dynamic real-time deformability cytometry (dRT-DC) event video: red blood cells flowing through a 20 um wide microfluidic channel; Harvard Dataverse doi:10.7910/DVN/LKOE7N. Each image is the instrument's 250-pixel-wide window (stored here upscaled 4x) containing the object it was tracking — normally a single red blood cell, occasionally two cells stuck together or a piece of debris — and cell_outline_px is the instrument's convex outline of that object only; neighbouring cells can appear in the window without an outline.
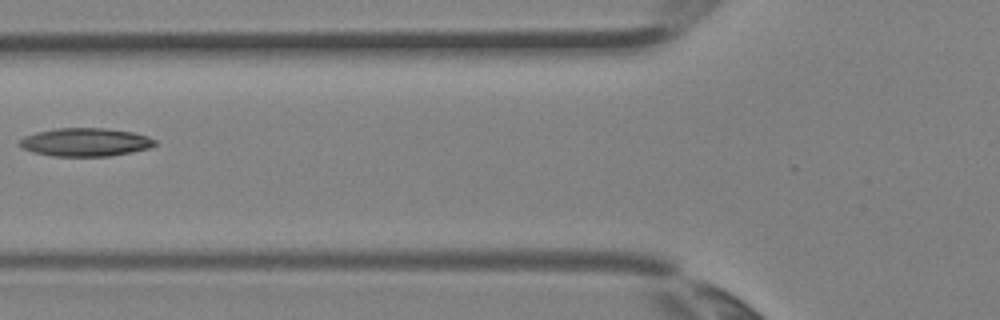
{"species": "Egyptian fruit bat (a non-hibernating species)", "species_latin": "Rousettus aegyptiacus", "temperature_condition": "room temperature", "stored_images_in_passage": 5, "camera_frame_rate_fps": 3000, "um_per_image_px": 0.085, "animal": {"sex": "female"}, "frame": {"image": 1, "passage_image": 5, "time_ms": 1.333, "image_size_px": [1000, 320], "cell_outline_px": [[156, 144], [148, 148], [132, 152], [108, 156], [52, 156], [32, 152], [16, 144], [24, 136], [36, 132], [56, 128], [104, 128], [132, 132], [148, 136], [156, 140]], "centroid_in_image_um": [7.23, 12.08], "position_along_channel_um": 118.6, "area_um2": 22.31}}